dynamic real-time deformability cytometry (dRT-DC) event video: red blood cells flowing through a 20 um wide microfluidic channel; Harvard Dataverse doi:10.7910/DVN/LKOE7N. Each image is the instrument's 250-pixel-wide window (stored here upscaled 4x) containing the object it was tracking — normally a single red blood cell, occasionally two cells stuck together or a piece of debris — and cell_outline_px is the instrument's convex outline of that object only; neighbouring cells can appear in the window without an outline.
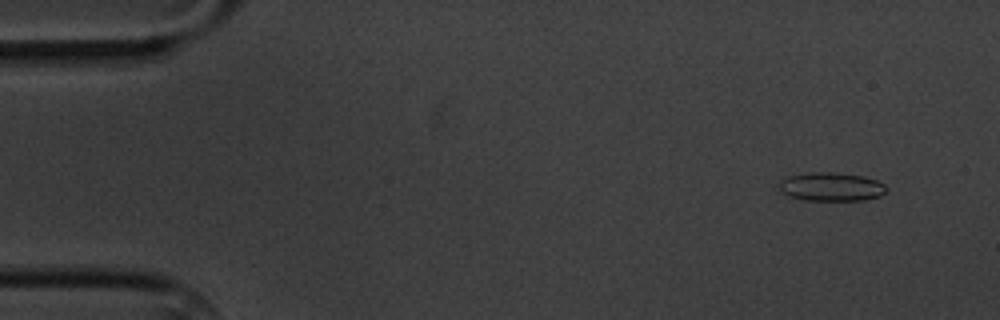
{"species": "common noctule bat (a hibernating species)", "species_latin": "Nyctalus noctula", "temperature_condition": "cold", "stored_images_in_passage": 6, "camera_frame_rate_fps": 3000, "um_per_image_px": 0.085, "animal": {"sex": "male", "body_mass_g": 20.1, "forearm_length_mm": 53.5}, "frame": {"image": 1, "passage_image": 2, "time_ms": 1.333, "image_size_px": [1000, 320], "cell_outline_px": [[888, 188], [880, 196], [864, 200], [804, 200], [780, 192], [780, 184], [788, 176], [812, 172], [832, 172], [864, 176], [876, 180], [884, 184]], "centroid_in_image_um": [70.7, 15.87], "position_along_channel_um": 14.3, "area_um2": 17.69}}